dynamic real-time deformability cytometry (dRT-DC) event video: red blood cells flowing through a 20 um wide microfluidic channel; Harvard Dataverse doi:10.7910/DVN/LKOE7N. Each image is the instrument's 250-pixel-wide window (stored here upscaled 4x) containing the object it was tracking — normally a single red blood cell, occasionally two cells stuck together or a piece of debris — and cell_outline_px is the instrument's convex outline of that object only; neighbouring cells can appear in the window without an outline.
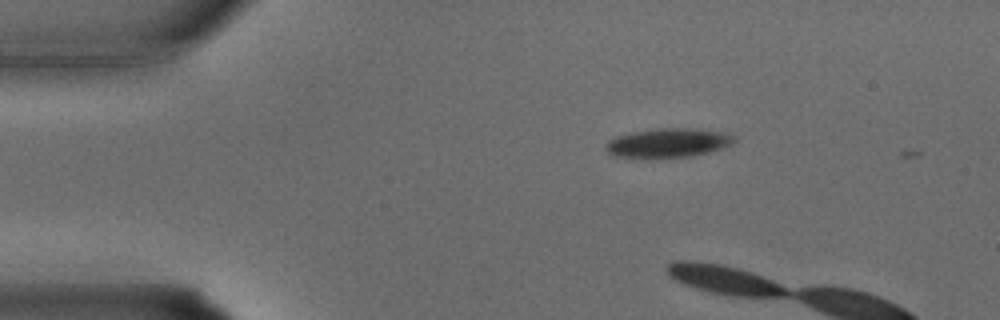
{"species": "common noctule bat (a hibernating species)", "species_latin": "Nyctalus noctula", "temperature_condition": "warm", "stored_images_in_passage": 3, "camera_frame_rate_fps": 3000, "um_per_image_px": 0.085, "animal": {"sex": "male", "body_mass_g": 15.6}, "frame": {"image": 1, "passage_image": 1, "time_ms": 0.0, "image_size_px": [1000, 320], "cell_outline_px": [[736, 140], [732, 144], [708, 152], [684, 156], [656, 160], [648, 160], [612, 156], [604, 148], [608, 140], [616, 136], [628, 132], [660, 128], [692, 128], [720, 132], [736, 136]], "centroid_in_image_um": [56.68, 12.17], "position_along_channel_um": 28.3, "area_um2": 22.37}}